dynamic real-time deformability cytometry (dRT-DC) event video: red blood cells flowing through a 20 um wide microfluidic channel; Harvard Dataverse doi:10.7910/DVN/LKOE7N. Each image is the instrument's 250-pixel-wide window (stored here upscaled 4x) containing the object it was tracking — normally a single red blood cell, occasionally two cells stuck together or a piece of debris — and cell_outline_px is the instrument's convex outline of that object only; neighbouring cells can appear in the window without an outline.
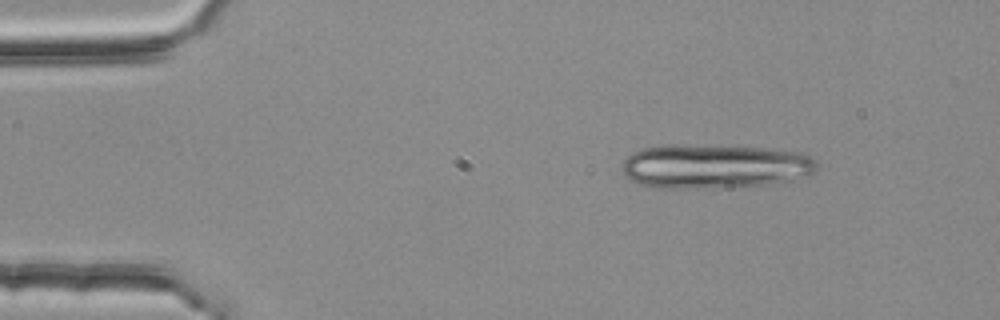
{"species": "common noctule bat (a hibernating species)", "species_latin": "Nyctalus noctula", "temperature_condition": "room temperature", "stored_images_in_passage": 3, "camera_frame_rate_fps": 3000, "um_per_image_px": 0.085, "animal": {"sex": "female", "body_mass_g": 25.1}, "frame": {"image": 1, "passage_image": 1, "time_ms": 0.0, "image_size_px": [1000, 320], "cell_outline_px": [[816, 168], [808, 176], [792, 180], [768, 184], [712, 188], [652, 188], [640, 184], [624, 176], [620, 168], [624, 160], [632, 152], [644, 148], [668, 144], [676, 144], [764, 148], [796, 152], [808, 156], [816, 164]], "centroid_in_image_um": [60.65, 14.14], "position_along_channel_um": 24.3, "area_um2": 50.23}}